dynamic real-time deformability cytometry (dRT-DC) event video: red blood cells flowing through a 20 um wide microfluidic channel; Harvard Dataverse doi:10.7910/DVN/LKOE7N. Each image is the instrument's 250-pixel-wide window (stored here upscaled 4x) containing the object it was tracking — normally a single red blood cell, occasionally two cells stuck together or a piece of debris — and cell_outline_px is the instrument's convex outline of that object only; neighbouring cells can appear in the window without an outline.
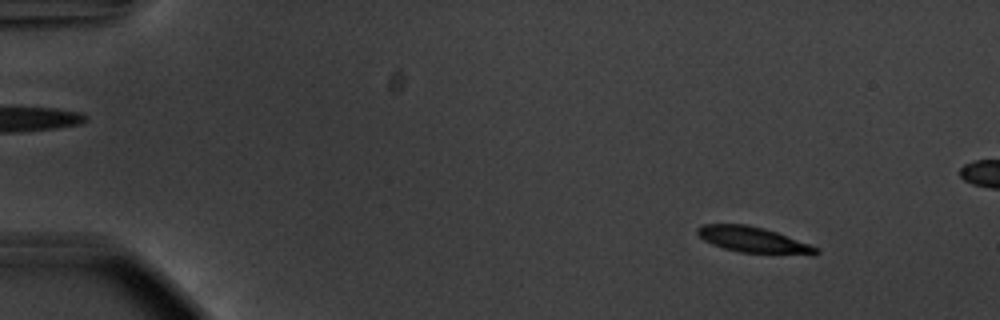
{"species": "common noctule bat (a hibernating species)", "species_latin": "Nyctalus noctula", "temperature_condition": "warm", "stored_images_in_passage": 56, "camera_frame_rate_fps": 3000, "um_per_image_px": 0.085, "animal": {"sex": "male", "body_mass_g": 20.1, "forearm_length_mm": 53.5}, "frame": {"image": 1, "passage_image": 7, "time_ms": 2.0, "image_size_px": [1000, 320], "cell_outline_px": [[820, 252], [816, 256], [812, 256], [740, 252], [724, 248], [712, 244], [704, 240], [696, 232], [696, 228], [704, 224], [748, 224], [764, 228], [776, 232], [820, 248]], "centroid_in_image_um": [64.1, 20.4], "position_along_channel_um": 20.9, "area_um2": 18.09}}
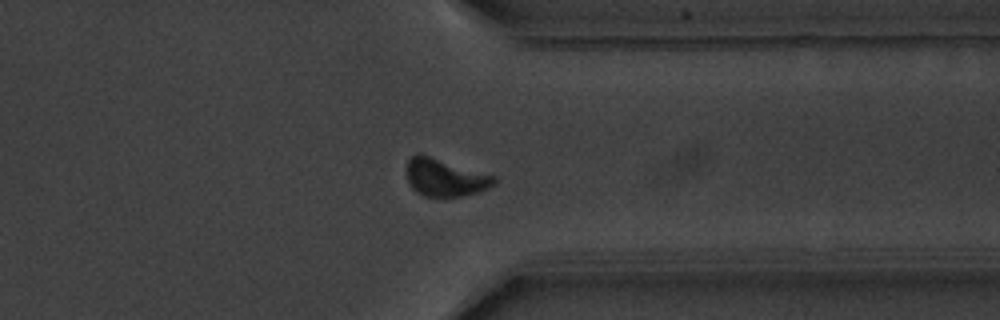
{"frame": {"image": 2, "passage_image": 44, "time_ms": 14.333, "image_size_px": [1000, 320], "cell_outline_px": [[496, 184], [480, 192], [460, 196], [424, 196], [416, 192], [412, 188], [408, 180], [404, 168], [408, 160], [416, 152], [420, 152], [496, 176]], "centroid_in_image_um": [37.8, 15.06], "position_along_channel_um": 373.6, "area_um2": 19.59}}
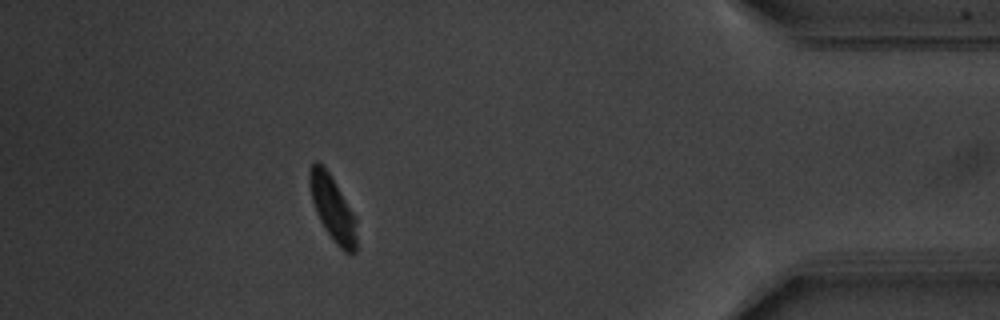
{"frame": {"image": 3, "passage_image": 50, "time_ms": 16.333, "image_size_px": [1000, 320], "cell_outline_px": [[356, 252], [344, 252], [336, 244], [324, 228], [316, 212], [312, 200], [308, 184], [308, 172], [312, 164], [316, 160], [328, 172], [336, 184], [352, 212], [356, 220]], "centroid_in_image_um": [28.24, 17.71], "position_along_channel_um": 407.0, "area_um2": 17.51}, "authors_computed_cell_mechanics": {"area_um2": 18.6405, "velocity_mm_per_s": 3.7112, "shape_relaxation_time_tau1_ms": 2.9233, "shape_relaxation_time_tau2_ms": null, "deformation_change_tau1": 0.1304, "deformation_change_tau2": null}}